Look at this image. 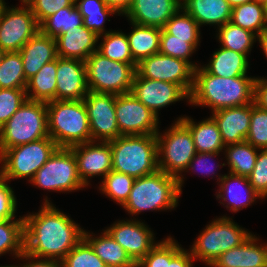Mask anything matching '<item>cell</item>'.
Wrapping results in <instances>:
<instances>
[{"label": "cell", "instance_id": "obj_4", "mask_svg": "<svg viewBox=\"0 0 267 267\" xmlns=\"http://www.w3.org/2000/svg\"><path fill=\"white\" fill-rule=\"evenodd\" d=\"M112 170L140 178L158 170L156 134L124 135L109 141Z\"/></svg>", "mask_w": 267, "mask_h": 267}, {"label": "cell", "instance_id": "obj_57", "mask_svg": "<svg viewBox=\"0 0 267 267\" xmlns=\"http://www.w3.org/2000/svg\"><path fill=\"white\" fill-rule=\"evenodd\" d=\"M264 11H265V19H266V25H267V3L264 4Z\"/></svg>", "mask_w": 267, "mask_h": 267}, {"label": "cell", "instance_id": "obj_26", "mask_svg": "<svg viewBox=\"0 0 267 267\" xmlns=\"http://www.w3.org/2000/svg\"><path fill=\"white\" fill-rule=\"evenodd\" d=\"M178 120L190 130L197 153H220L223 148H226L212 117L198 124L189 117H180Z\"/></svg>", "mask_w": 267, "mask_h": 267}, {"label": "cell", "instance_id": "obj_25", "mask_svg": "<svg viewBox=\"0 0 267 267\" xmlns=\"http://www.w3.org/2000/svg\"><path fill=\"white\" fill-rule=\"evenodd\" d=\"M185 10L199 25L217 24L219 27L231 21L232 6L227 0H182Z\"/></svg>", "mask_w": 267, "mask_h": 267}, {"label": "cell", "instance_id": "obj_60", "mask_svg": "<svg viewBox=\"0 0 267 267\" xmlns=\"http://www.w3.org/2000/svg\"><path fill=\"white\" fill-rule=\"evenodd\" d=\"M255 1H257V2H260L261 4H265V3H267V0H255Z\"/></svg>", "mask_w": 267, "mask_h": 267}, {"label": "cell", "instance_id": "obj_43", "mask_svg": "<svg viewBox=\"0 0 267 267\" xmlns=\"http://www.w3.org/2000/svg\"><path fill=\"white\" fill-rule=\"evenodd\" d=\"M180 9L165 24L164 30L180 39H200L198 23L185 11Z\"/></svg>", "mask_w": 267, "mask_h": 267}, {"label": "cell", "instance_id": "obj_10", "mask_svg": "<svg viewBox=\"0 0 267 267\" xmlns=\"http://www.w3.org/2000/svg\"><path fill=\"white\" fill-rule=\"evenodd\" d=\"M250 235L224 216L207 225L190 252L194 259L199 258L210 266L222 253L239 246Z\"/></svg>", "mask_w": 267, "mask_h": 267}, {"label": "cell", "instance_id": "obj_45", "mask_svg": "<svg viewBox=\"0 0 267 267\" xmlns=\"http://www.w3.org/2000/svg\"><path fill=\"white\" fill-rule=\"evenodd\" d=\"M26 88H0V128L27 99Z\"/></svg>", "mask_w": 267, "mask_h": 267}, {"label": "cell", "instance_id": "obj_15", "mask_svg": "<svg viewBox=\"0 0 267 267\" xmlns=\"http://www.w3.org/2000/svg\"><path fill=\"white\" fill-rule=\"evenodd\" d=\"M83 101L89 118L92 141L117 139L120 132L115 115V94L89 91Z\"/></svg>", "mask_w": 267, "mask_h": 267}, {"label": "cell", "instance_id": "obj_19", "mask_svg": "<svg viewBox=\"0 0 267 267\" xmlns=\"http://www.w3.org/2000/svg\"><path fill=\"white\" fill-rule=\"evenodd\" d=\"M88 92L85 61L58 57L56 100H83Z\"/></svg>", "mask_w": 267, "mask_h": 267}, {"label": "cell", "instance_id": "obj_11", "mask_svg": "<svg viewBox=\"0 0 267 267\" xmlns=\"http://www.w3.org/2000/svg\"><path fill=\"white\" fill-rule=\"evenodd\" d=\"M30 181L39 188L61 192L86 186L78 174L73 150L66 147H58Z\"/></svg>", "mask_w": 267, "mask_h": 267}, {"label": "cell", "instance_id": "obj_9", "mask_svg": "<svg viewBox=\"0 0 267 267\" xmlns=\"http://www.w3.org/2000/svg\"><path fill=\"white\" fill-rule=\"evenodd\" d=\"M57 148V144L48 136L5 149L0 153V163H3L0 175L7 182L24 177H29L30 181Z\"/></svg>", "mask_w": 267, "mask_h": 267}, {"label": "cell", "instance_id": "obj_27", "mask_svg": "<svg viewBox=\"0 0 267 267\" xmlns=\"http://www.w3.org/2000/svg\"><path fill=\"white\" fill-rule=\"evenodd\" d=\"M229 174L230 175H222L218 178L221 181V190L217 194V198H222L223 201H227L228 198L229 202L227 203V206H225L226 208H229L230 210L236 212L241 208H244L253 203L256 198H261L259 194L252 188L248 177L235 175L232 173ZM230 181H235L234 183H236L237 185H231V183L233 182ZM235 186L238 187V190ZM242 186L245 188L244 192H241V189L243 188ZM224 193L226 194V196ZM229 204L232 206L229 207Z\"/></svg>", "mask_w": 267, "mask_h": 267}, {"label": "cell", "instance_id": "obj_46", "mask_svg": "<svg viewBox=\"0 0 267 267\" xmlns=\"http://www.w3.org/2000/svg\"><path fill=\"white\" fill-rule=\"evenodd\" d=\"M28 5L40 25L46 18L57 13L60 9L74 6L75 0H32Z\"/></svg>", "mask_w": 267, "mask_h": 267}, {"label": "cell", "instance_id": "obj_55", "mask_svg": "<svg viewBox=\"0 0 267 267\" xmlns=\"http://www.w3.org/2000/svg\"><path fill=\"white\" fill-rule=\"evenodd\" d=\"M259 42H260V45L262 46L263 48V51L267 57V29L264 30L262 33H260L258 36H257Z\"/></svg>", "mask_w": 267, "mask_h": 267}, {"label": "cell", "instance_id": "obj_61", "mask_svg": "<svg viewBox=\"0 0 267 267\" xmlns=\"http://www.w3.org/2000/svg\"><path fill=\"white\" fill-rule=\"evenodd\" d=\"M0 267H18V266H14V265H13V266H0Z\"/></svg>", "mask_w": 267, "mask_h": 267}, {"label": "cell", "instance_id": "obj_8", "mask_svg": "<svg viewBox=\"0 0 267 267\" xmlns=\"http://www.w3.org/2000/svg\"><path fill=\"white\" fill-rule=\"evenodd\" d=\"M156 139L158 169L177 177L181 191L183 179L178 173L187 170L190 161L197 153L192 134L180 120H177L168 132H165L164 136L157 133Z\"/></svg>", "mask_w": 267, "mask_h": 267}, {"label": "cell", "instance_id": "obj_1", "mask_svg": "<svg viewBox=\"0 0 267 267\" xmlns=\"http://www.w3.org/2000/svg\"><path fill=\"white\" fill-rule=\"evenodd\" d=\"M23 219L24 252L34 257L61 262L83 239L84 230L47 199L37 214Z\"/></svg>", "mask_w": 267, "mask_h": 267}, {"label": "cell", "instance_id": "obj_52", "mask_svg": "<svg viewBox=\"0 0 267 267\" xmlns=\"http://www.w3.org/2000/svg\"><path fill=\"white\" fill-rule=\"evenodd\" d=\"M21 259L25 258L26 260L29 259L28 264H24L23 266L19 267H62L61 262L53 260V259H40L38 257H34L26 252H23L20 256ZM36 259V261L34 260ZM39 259V260H38ZM31 260V262H30Z\"/></svg>", "mask_w": 267, "mask_h": 267}, {"label": "cell", "instance_id": "obj_28", "mask_svg": "<svg viewBox=\"0 0 267 267\" xmlns=\"http://www.w3.org/2000/svg\"><path fill=\"white\" fill-rule=\"evenodd\" d=\"M102 235L92 238L90 233L84 231L83 238L108 267H136L125 249L106 230Z\"/></svg>", "mask_w": 267, "mask_h": 267}, {"label": "cell", "instance_id": "obj_7", "mask_svg": "<svg viewBox=\"0 0 267 267\" xmlns=\"http://www.w3.org/2000/svg\"><path fill=\"white\" fill-rule=\"evenodd\" d=\"M85 65L89 91L115 95L131 92L137 64L114 61L95 51Z\"/></svg>", "mask_w": 267, "mask_h": 267}, {"label": "cell", "instance_id": "obj_50", "mask_svg": "<svg viewBox=\"0 0 267 267\" xmlns=\"http://www.w3.org/2000/svg\"><path fill=\"white\" fill-rule=\"evenodd\" d=\"M136 267H167V239L156 244Z\"/></svg>", "mask_w": 267, "mask_h": 267}, {"label": "cell", "instance_id": "obj_13", "mask_svg": "<svg viewBox=\"0 0 267 267\" xmlns=\"http://www.w3.org/2000/svg\"><path fill=\"white\" fill-rule=\"evenodd\" d=\"M194 71L188 62L162 53L142 59L136 67L140 77L180 85L189 95L193 88Z\"/></svg>", "mask_w": 267, "mask_h": 267}, {"label": "cell", "instance_id": "obj_41", "mask_svg": "<svg viewBox=\"0 0 267 267\" xmlns=\"http://www.w3.org/2000/svg\"><path fill=\"white\" fill-rule=\"evenodd\" d=\"M134 181L132 176L111 170L103 178L100 190L123 205L129 197Z\"/></svg>", "mask_w": 267, "mask_h": 267}, {"label": "cell", "instance_id": "obj_59", "mask_svg": "<svg viewBox=\"0 0 267 267\" xmlns=\"http://www.w3.org/2000/svg\"><path fill=\"white\" fill-rule=\"evenodd\" d=\"M23 2V5H28L32 2V0H21Z\"/></svg>", "mask_w": 267, "mask_h": 267}, {"label": "cell", "instance_id": "obj_29", "mask_svg": "<svg viewBox=\"0 0 267 267\" xmlns=\"http://www.w3.org/2000/svg\"><path fill=\"white\" fill-rule=\"evenodd\" d=\"M248 66L245 54L221 47L214 52L210 63L203 68L214 76L231 78L247 76Z\"/></svg>", "mask_w": 267, "mask_h": 267}, {"label": "cell", "instance_id": "obj_21", "mask_svg": "<svg viewBox=\"0 0 267 267\" xmlns=\"http://www.w3.org/2000/svg\"><path fill=\"white\" fill-rule=\"evenodd\" d=\"M252 103L212 112L224 145L246 141L251 120Z\"/></svg>", "mask_w": 267, "mask_h": 267}, {"label": "cell", "instance_id": "obj_37", "mask_svg": "<svg viewBox=\"0 0 267 267\" xmlns=\"http://www.w3.org/2000/svg\"><path fill=\"white\" fill-rule=\"evenodd\" d=\"M256 38L254 33L234 25L232 22H227L219 27L218 39L222 47L245 54L246 56L250 52L249 50H251Z\"/></svg>", "mask_w": 267, "mask_h": 267}, {"label": "cell", "instance_id": "obj_16", "mask_svg": "<svg viewBox=\"0 0 267 267\" xmlns=\"http://www.w3.org/2000/svg\"><path fill=\"white\" fill-rule=\"evenodd\" d=\"M131 93L158 117V109L190 95L180 86L171 82L151 80L135 73Z\"/></svg>", "mask_w": 267, "mask_h": 267}, {"label": "cell", "instance_id": "obj_40", "mask_svg": "<svg viewBox=\"0 0 267 267\" xmlns=\"http://www.w3.org/2000/svg\"><path fill=\"white\" fill-rule=\"evenodd\" d=\"M200 39H180L161 29L159 53L188 62L194 69L198 66L189 62L188 58L197 48Z\"/></svg>", "mask_w": 267, "mask_h": 267}, {"label": "cell", "instance_id": "obj_54", "mask_svg": "<svg viewBox=\"0 0 267 267\" xmlns=\"http://www.w3.org/2000/svg\"><path fill=\"white\" fill-rule=\"evenodd\" d=\"M104 1L108 7L112 8L119 15L122 13L125 14L129 10L132 4V0H104Z\"/></svg>", "mask_w": 267, "mask_h": 267}, {"label": "cell", "instance_id": "obj_36", "mask_svg": "<svg viewBox=\"0 0 267 267\" xmlns=\"http://www.w3.org/2000/svg\"><path fill=\"white\" fill-rule=\"evenodd\" d=\"M77 1L79 0H75V6L83 17V25L101 37L105 30L102 27L105 18L116 12L108 7L104 0H81L79 3Z\"/></svg>", "mask_w": 267, "mask_h": 267}, {"label": "cell", "instance_id": "obj_38", "mask_svg": "<svg viewBox=\"0 0 267 267\" xmlns=\"http://www.w3.org/2000/svg\"><path fill=\"white\" fill-rule=\"evenodd\" d=\"M13 220H0V255L13 251L19 258L24 252V219Z\"/></svg>", "mask_w": 267, "mask_h": 267}, {"label": "cell", "instance_id": "obj_49", "mask_svg": "<svg viewBox=\"0 0 267 267\" xmlns=\"http://www.w3.org/2000/svg\"><path fill=\"white\" fill-rule=\"evenodd\" d=\"M0 175V220L13 219L16 211V198L12 188Z\"/></svg>", "mask_w": 267, "mask_h": 267}, {"label": "cell", "instance_id": "obj_31", "mask_svg": "<svg viewBox=\"0 0 267 267\" xmlns=\"http://www.w3.org/2000/svg\"><path fill=\"white\" fill-rule=\"evenodd\" d=\"M134 29L127 36L133 60L138 64L142 59L160 51L161 29L132 23Z\"/></svg>", "mask_w": 267, "mask_h": 267}, {"label": "cell", "instance_id": "obj_34", "mask_svg": "<svg viewBox=\"0 0 267 267\" xmlns=\"http://www.w3.org/2000/svg\"><path fill=\"white\" fill-rule=\"evenodd\" d=\"M83 17L76 6L60 9L40 24V31L50 37L56 38L69 29L83 25Z\"/></svg>", "mask_w": 267, "mask_h": 267}, {"label": "cell", "instance_id": "obj_24", "mask_svg": "<svg viewBox=\"0 0 267 267\" xmlns=\"http://www.w3.org/2000/svg\"><path fill=\"white\" fill-rule=\"evenodd\" d=\"M252 234L239 246L222 253L212 267H267V244L259 246Z\"/></svg>", "mask_w": 267, "mask_h": 267}, {"label": "cell", "instance_id": "obj_47", "mask_svg": "<svg viewBox=\"0 0 267 267\" xmlns=\"http://www.w3.org/2000/svg\"><path fill=\"white\" fill-rule=\"evenodd\" d=\"M248 179L261 198L267 197V149L258 153L255 167Z\"/></svg>", "mask_w": 267, "mask_h": 267}, {"label": "cell", "instance_id": "obj_18", "mask_svg": "<svg viewBox=\"0 0 267 267\" xmlns=\"http://www.w3.org/2000/svg\"><path fill=\"white\" fill-rule=\"evenodd\" d=\"M106 231L136 264L157 244L151 230L139 221H118Z\"/></svg>", "mask_w": 267, "mask_h": 267}, {"label": "cell", "instance_id": "obj_30", "mask_svg": "<svg viewBox=\"0 0 267 267\" xmlns=\"http://www.w3.org/2000/svg\"><path fill=\"white\" fill-rule=\"evenodd\" d=\"M56 71L57 58L29 78L25 89L27 99L45 103L56 100Z\"/></svg>", "mask_w": 267, "mask_h": 267}, {"label": "cell", "instance_id": "obj_12", "mask_svg": "<svg viewBox=\"0 0 267 267\" xmlns=\"http://www.w3.org/2000/svg\"><path fill=\"white\" fill-rule=\"evenodd\" d=\"M8 9L0 3V48L5 52L20 51L39 30L29 5Z\"/></svg>", "mask_w": 267, "mask_h": 267}, {"label": "cell", "instance_id": "obj_32", "mask_svg": "<svg viewBox=\"0 0 267 267\" xmlns=\"http://www.w3.org/2000/svg\"><path fill=\"white\" fill-rule=\"evenodd\" d=\"M230 22L258 36L267 29L264 5L254 0L233 7Z\"/></svg>", "mask_w": 267, "mask_h": 267}, {"label": "cell", "instance_id": "obj_42", "mask_svg": "<svg viewBox=\"0 0 267 267\" xmlns=\"http://www.w3.org/2000/svg\"><path fill=\"white\" fill-rule=\"evenodd\" d=\"M62 267H108L83 238L61 261Z\"/></svg>", "mask_w": 267, "mask_h": 267}, {"label": "cell", "instance_id": "obj_5", "mask_svg": "<svg viewBox=\"0 0 267 267\" xmlns=\"http://www.w3.org/2000/svg\"><path fill=\"white\" fill-rule=\"evenodd\" d=\"M181 193L178 178L158 169L135 178L129 197L122 206L133 215L145 210L172 209Z\"/></svg>", "mask_w": 267, "mask_h": 267}, {"label": "cell", "instance_id": "obj_51", "mask_svg": "<svg viewBox=\"0 0 267 267\" xmlns=\"http://www.w3.org/2000/svg\"><path fill=\"white\" fill-rule=\"evenodd\" d=\"M254 104L267 110V79L256 78L254 85Z\"/></svg>", "mask_w": 267, "mask_h": 267}, {"label": "cell", "instance_id": "obj_33", "mask_svg": "<svg viewBox=\"0 0 267 267\" xmlns=\"http://www.w3.org/2000/svg\"><path fill=\"white\" fill-rule=\"evenodd\" d=\"M226 147L227 164L230 167L229 173L249 177L255 167L258 156L257 148L247 141L227 145Z\"/></svg>", "mask_w": 267, "mask_h": 267}, {"label": "cell", "instance_id": "obj_22", "mask_svg": "<svg viewBox=\"0 0 267 267\" xmlns=\"http://www.w3.org/2000/svg\"><path fill=\"white\" fill-rule=\"evenodd\" d=\"M19 52L27 80L46 63L58 58L56 39L43 34L40 30L25 43Z\"/></svg>", "mask_w": 267, "mask_h": 267}, {"label": "cell", "instance_id": "obj_14", "mask_svg": "<svg viewBox=\"0 0 267 267\" xmlns=\"http://www.w3.org/2000/svg\"><path fill=\"white\" fill-rule=\"evenodd\" d=\"M115 115L120 136L158 133V117L131 92L115 95Z\"/></svg>", "mask_w": 267, "mask_h": 267}, {"label": "cell", "instance_id": "obj_20", "mask_svg": "<svg viewBox=\"0 0 267 267\" xmlns=\"http://www.w3.org/2000/svg\"><path fill=\"white\" fill-rule=\"evenodd\" d=\"M179 9L181 0H132L125 15L132 23L163 29Z\"/></svg>", "mask_w": 267, "mask_h": 267}, {"label": "cell", "instance_id": "obj_6", "mask_svg": "<svg viewBox=\"0 0 267 267\" xmlns=\"http://www.w3.org/2000/svg\"><path fill=\"white\" fill-rule=\"evenodd\" d=\"M48 136L47 104L26 99L0 128V153Z\"/></svg>", "mask_w": 267, "mask_h": 267}, {"label": "cell", "instance_id": "obj_44", "mask_svg": "<svg viewBox=\"0 0 267 267\" xmlns=\"http://www.w3.org/2000/svg\"><path fill=\"white\" fill-rule=\"evenodd\" d=\"M246 141L257 149H267V110L252 103L251 120Z\"/></svg>", "mask_w": 267, "mask_h": 267}, {"label": "cell", "instance_id": "obj_23", "mask_svg": "<svg viewBox=\"0 0 267 267\" xmlns=\"http://www.w3.org/2000/svg\"><path fill=\"white\" fill-rule=\"evenodd\" d=\"M56 39L57 54L60 58L85 61L93 52L99 36L84 25L69 29Z\"/></svg>", "mask_w": 267, "mask_h": 267}, {"label": "cell", "instance_id": "obj_58", "mask_svg": "<svg viewBox=\"0 0 267 267\" xmlns=\"http://www.w3.org/2000/svg\"><path fill=\"white\" fill-rule=\"evenodd\" d=\"M4 54H5V51L0 48V63H1V60L4 56Z\"/></svg>", "mask_w": 267, "mask_h": 267}, {"label": "cell", "instance_id": "obj_17", "mask_svg": "<svg viewBox=\"0 0 267 267\" xmlns=\"http://www.w3.org/2000/svg\"><path fill=\"white\" fill-rule=\"evenodd\" d=\"M89 141L70 147L77 162L78 174L87 186L88 177L101 175L103 178L112 170V150L109 141Z\"/></svg>", "mask_w": 267, "mask_h": 267}, {"label": "cell", "instance_id": "obj_56", "mask_svg": "<svg viewBox=\"0 0 267 267\" xmlns=\"http://www.w3.org/2000/svg\"><path fill=\"white\" fill-rule=\"evenodd\" d=\"M227 1L232 7H235L237 5L249 3V2H252L254 0H227Z\"/></svg>", "mask_w": 267, "mask_h": 267}, {"label": "cell", "instance_id": "obj_53", "mask_svg": "<svg viewBox=\"0 0 267 267\" xmlns=\"http://www.w3.org/2000/svg\"><path fill=\"white\" fill-rule=\"evenodd\" d=\"M219 153H196V155L194 156V158L190 161V163H189V165H188V167H187V169L188 168H195L196 166L198 167V168H200V171H204L205 172V170H207L206 171V174H209L210 172H211V170L214 168L213 166H212V164H211V166L210 167H212V169L211 170H209L210 168H209V166L207 167V165H208V161H207V157H208V159H210V157H214V156H217ZM198 155V156H197ZM195 161H196V166L194 165L195 164ZM204 161V162H203ZM202 166V167H201ZM205 166V167H204ZM208 168V169H207ZM208 172V173H207ZM212 172H213V174H215L214 173V171L212 170Z\"/></svg>", "mask_w": 267, "mask_h": 267}, {"label": "cell", "instance_id": "obj_35", "mask_svg": "<svg viewBox=\"0 0 267 267\" xmlns=\"http://www.w3.org/2000/svg\"><path fill=\"white\" fill-rule=\"evenodd\" d=\"M27 81L20 52H5L0 63V88H26Z\"/></svg>", "mask_w": 267, "mask_h": 267}, {"label": "cell", "instance_id": "obj_39", "mask_svg": "<svg viewBox=\"0 0 267 267\" xmlns=\"http://www.w3.org/2000/svg\"><path fill=\"white\" fill-rule=\"evenodd\" d=\"M97 49L99 53L111 60L137 64L131 55L127 36L122 32H105L103 42Z\"/></svg>", "mask_w": 267, "mask_h": 267}, {"label": "cell", "instance_id": "obj_3", "mask_svg": "<svg viewBox=\"0 0 267 267\" xmlns=\"http://www.w3.org/2000/svg\"><path fill=\"white\" fill-rule=\"evenodd\" d=\"M46 104L49 137L58 147L70 148L92 141L83 100H54Z\"/></svg>", "mask_w": 267, "mask_h": 267}, {"label": "cell", "instance_id": "obj_48", "mask_svg": "<svg viewBox=\"0 0 267 267\" xmlns=\"http://www.w3.org/2000/svg\"><path fill=\"white\" fill-rule=\"evenodd\" d=\"M191 252L182 249L172 237L167 238V267H192Z\"/></svg>", "mask_w": 267, "mask_h": 267}, {"label": "cell", "instance_id": "obj_2", "mask_svg": "<svg viewBox=\"0 0 267 267\" xmlns=\"http://www.w3.org/2000/svg\"><path fill=\"white\" fill-rule=\"evenodd\" d=\"M255 80L247 76H214L203 67H197L189 103L211 107L213 112L251 104L254 102Z\"/></svg>", "mask_w": 267, "mask_h": 267}]
</instances>
